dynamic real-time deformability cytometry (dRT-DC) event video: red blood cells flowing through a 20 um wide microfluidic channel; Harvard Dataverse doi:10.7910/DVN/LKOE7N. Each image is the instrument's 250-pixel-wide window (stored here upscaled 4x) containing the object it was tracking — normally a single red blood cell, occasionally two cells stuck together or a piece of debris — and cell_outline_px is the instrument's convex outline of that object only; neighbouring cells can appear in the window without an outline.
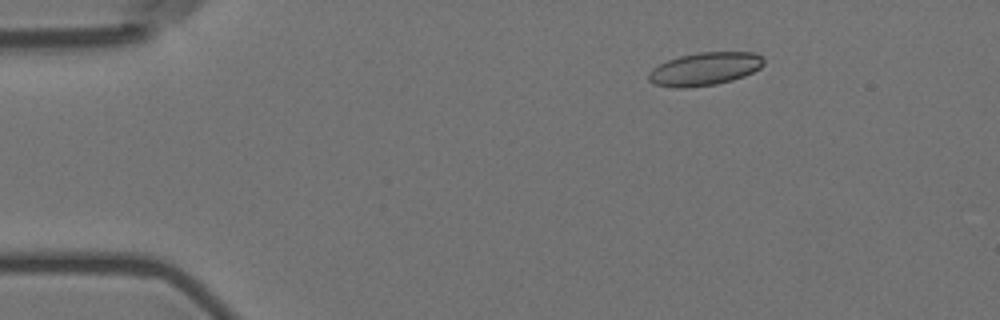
{"species": "Egyptian fruit bat (a non-hibernating species)", "species_latin": "Rousettus aegyptiacus", "temperature_condition": "room temperature", "stored_images_in_passage": 8, "camera_frame_rate_fps": 3000, "um_per_image_px": 0.085, "animal": {"sex": "female"}, "frame": {"image": 1, "passage_image": 3, "time_ms": 0.667, "image_size_px": [1000, 320], "cell_outline_px": [[764, 64], [760, 68], [744, 76], [732, 80], [716, 84], [688, 88], [676, 88], [652, 84], [648, 80], [648, 72], [652, 68], [668, 60], [680, 56], [696, 52], [756, 52], [764, 60]], "centroid_in_image_um": [59.88, 5.86], "position_along_channel_um": 25.1, "area_um2": 22.31}}
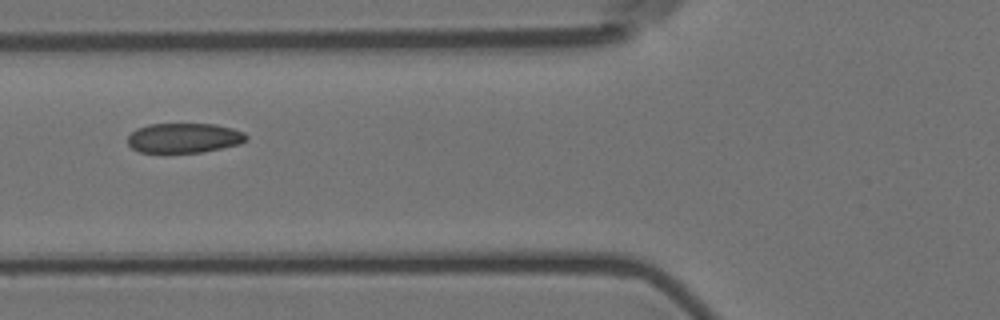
{"frame": {"image": 2, "passage_image": 7, "time_ms": 2.0, "image_size_px": [1000, 320], "cell_outline_px": [[248, 140], [240, 144], [200, 152], [140, 152], [132, 148], [128, 144], [128, 136], [136, 128], [148, 124], [216, 124], [232, 128], [244, 132], [248, 136]], "centroid_in_image_um": [15.66, 11.71], "position_along_channel_um": 110.1, "area_um2": 20.58}}
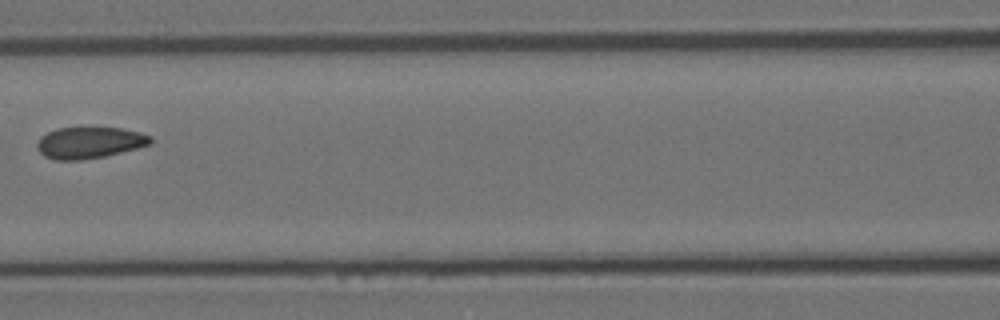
{"frame": {"image": 3, "passage_image": 8, "time_ms": 2.333, "image_size_px": [1000, 320], "cell_outline_px": [[152, 144], [104, 156], [80, 160], [56, 160], [44, 156], [40, 152], [36, 144], [40, 136], [56, 128], [120, 128], [140, 132], [152, 136]], "centroid_in_image_um": [7.6, 12.12], "position_along_channel_um": 159.0, "area_um2": 20.69}}